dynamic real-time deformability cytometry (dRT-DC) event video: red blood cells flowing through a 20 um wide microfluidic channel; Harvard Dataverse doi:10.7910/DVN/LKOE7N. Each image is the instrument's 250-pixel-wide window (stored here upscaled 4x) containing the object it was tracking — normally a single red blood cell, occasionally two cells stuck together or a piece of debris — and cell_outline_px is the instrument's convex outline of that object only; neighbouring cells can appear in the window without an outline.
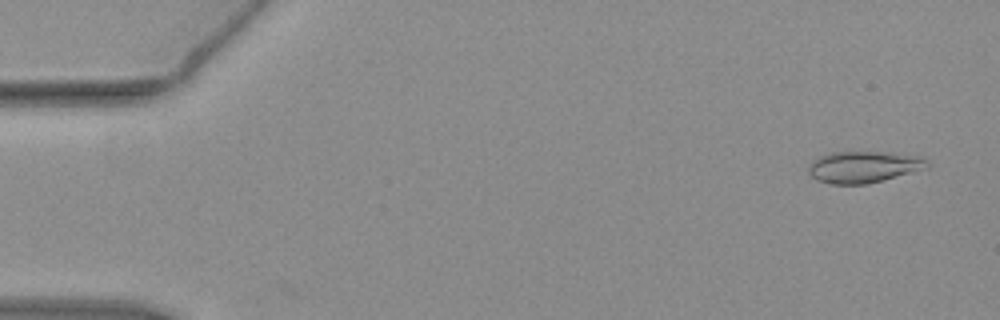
{"species": "common noctule bat (a hibernating species)", "species_latin": "Nyctalus noctula", "temperature_condition": "warm", "stored_images_in_passage": 55, "camera_frame_rate_fps": 3000, "um_per_image_px": 0.085, "animal": {"sex": "female", "body_mass_g": 19.3, "forearm_length_mm": 54.1}, "frame": {"image": 1, "passage_image": 3, "time_ms": 0.667, "image_size_px": [1000, 320], "cell_outline_px": [[928, 168], [868, 184], [828, 184], [816, 180], [808, 172], [808, 168], [820, 156], [832, 152], [880, 152], [904, 156], [924, 160], [928, 164]], "centroid_in_image_um": [73.31, 14.22], "position_along_channel_um": 11.7, "area_um2": 21.1}}
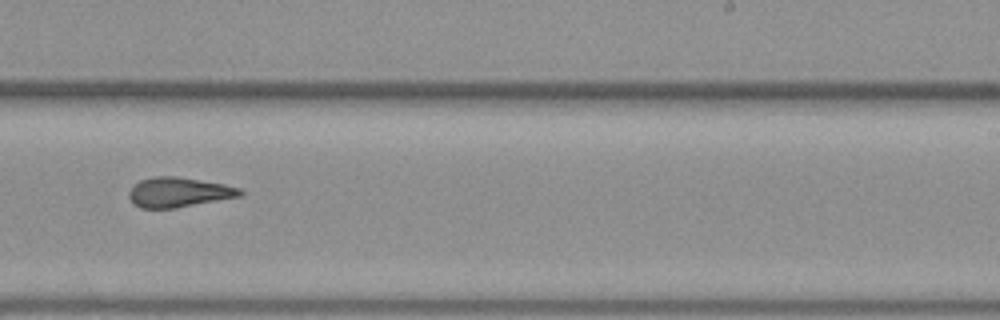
{"frame": {"image": 2, "passage_image": 34, "time_ms": 11.0, "image_size_px": [1000, 320], "cell_outline_px": [[244, 192], [240, 196], [176, 208], [140, 208], [132, 204], [128, 196], [128, 192], [140, 180], [152, 176], [176, 176], [224, 184], [240, 188]], "centroid_in_image_um": [15.16, 16.34], "position_along_channel_um": 273.8, "area_um2": 19.31}}
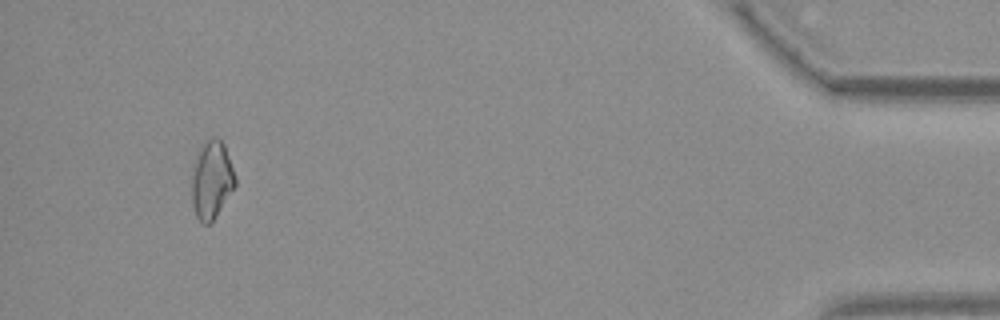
{"frame": {"image": 3, "passage_image": 51, "time_ms": 16.667, "image_size_px": [1000, 320], "cell_outline_px": [[236, 184], [212, 224], [200, 224], [196, 216], [192, 204], [192, 164], [200, 148], [212, 136], [216, 136], [224, 144], [236, 180]], "centroid_in_image_um": [17.96, 15.34], "position_along_channel_um": 417.2, "area_um2": 19.83}, "authors_computed_cell_mechanics": {"area_um2": 19.9988, "velocity_mm_per_s": 3.8167, "shape_relaxation_time_tau1_ms": null, "shape_relaxation_time_tau2_ms": 2.389, "deformation_change_tau1": null, "deformation_change_tau2": 0.1205}}